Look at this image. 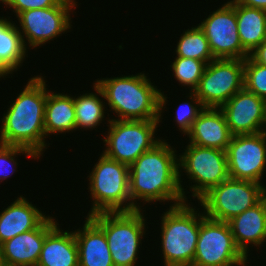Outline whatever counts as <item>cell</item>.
Returning a JSON list of instances; mask_svg holds the SVG:
<instances>
[{
	"label": "cell",
	"instance_id": "21",
	"mask_svg": "<svg viewBox=\"0 0 266 266\" xmlns=\"http://www.w3.org/2000/svg\"><path fill=\"white\" fill-rule=\"evenodd\" d=\"M37 266H79L74 231H64L58 223L45 236Z\"/></svg>",
	"mask_w": 266,
	"mask_h": 266
},
{
	"label": "cell",
	"instance_id": "6",
	"mask_svg": "<svg viewBox=\"0 0 266 266\" xmlns=\"http://www.w3.org/2000/svg\"><path fill=\"white\" fill-rule=\"evenodd\" d=\"M88 175V190L93 201L87 216L99 212L133 211L129 194V166L104 153Z\"/></svg>",
	"mask_w": 266,
	"mask_h": 266
},
{
	"label": "cell",
	"instance_id": "3",
	"mask_svg": "<svg viewBox=\"0 0 266 266\" xmlns=\"http://www.w3.org/2000/svg\"><path fill=\"white\" fill-rule=\"evenodd\" d=\"M150 79L146 73L140 72L135 75L97 78L94 82L104 94L106 105L109 106L108 112L117 115L111 119L159 120L162 123L168 97Z\"/></svg>",
	"mask_w": 266,
	"mask_h": 266
},
{
	"label": "cell",
	"instance_id": "30",
	"mask_svg": "<svg viewBox=\"0 0 266 266\" xmlns=\"http://www.w3.org/2000/svg\"><path fill=\"white\" fill-rule=\"evenodd\" d=\"M21 154L31 159H39L29 149L0 143V183L16 172L18 167L17 155L21 156Z\"/></svg>",
	"mask_w": 266,
	"mask_h": 266
},
{
	"label": "cell",
	"instance_id": "16",
	"mask_svg": "<svg viewBox=\"0 0 266 266\" xmlns=\"http://www.w3.org/2000/svg\"><path fill=\"white\" fill-rule=\"evenodd\" d=\"M48 216L36 229L19 234L0 245L5 266H37L45 236L58 224Z\"/></svg>",
	"mask_w": 266,
	"mask_h": 266
},
{
	"label": "cell",
	"instance_id": "20",
	"mask_svg": "<svg viewBox=\"0 0 266 266\" xmlns=\"http://www.w3.org/2000/svg\"><path fill=\"white\" fill-rule=\"evenodd\" d=\"M85 219L82 228L73 230L79 266H114L104 231L89 216Z\"/></svg>",
	"mask_w": 266,
	"mask_h": 266
},
{
	"label": "cell",
	"instance_id": "15",
	"mask_svg": "<svg viewBox=\"0 0 266 266\" xmlns=\"http://www.w3.org/2000/svg\"><path fill=\"white\" fill-rule=\"evenodd\" d=\"M220 109L232 135L255 134L266 125V101L245 88L235 93Z\"/></svg>",
	"mask_w": 266,
	"mask_h": 266
},
{
	"label": "cell",
	"instance_id": "34",
	"mask_svg": "<svg viewBox=\"0 0 266 266\" xmlns=\"http://www.w3.org/2000/svg\"><path fill=\"white\" fill-rule=\"evenodd\" d=\"M6 76H8L9 78V73L0 65V79L1 78H7Z\"/></svg>",
	"mask_w": 266,
	"mask_h": 266
},
{
	"label": "cell",
	"instance_id": "11",
	"mask_svg": "<svg viewBox=\"0 0 266 266\" xmlns=\"http://www.w3.org/2000/svg\"><path fill=\"white\" fill-rule=\"evenodd\" d=\"M77 3L61 0L56 6L20 12L17 28L27 49H37L57 39L72 28L71 12Z\"/></svg>",
	"mask_w": 266,
	"mask_h": 266
},
{
	"label": "cell",
	"instance_id": "36",
	"mask_svg": "<svg viewBox=\"0 0 266 266\" xmlns=\"http://www.w3.org/2000/svg\"><path fill=\"white\" fill-rule=\"evenodd\" d=\"M66 1H69V2H72V3H76L77 2L75 0H66Z\"/></svg>",
	"mask_w": 266,
	"mask_h": 266
},
{
	"label": "cell",
	"instance_id": "10",
	"mask_svg": "<svg viewBox=\"0 0 266 266\" xmlns=\"http://www.w3.org/2000/svg\"><path fill=\"white\" fill-rule=\"evenodd\" d=\"M237 247L228 222L209 219L201 211V224L192 266H248Z\"/></svg>",
	"mask_w": 266,
	"mask_h": 266
},
{
	"label": "cell",
	"instance_id": "12",
	"mask_svg": "<svg viewBox=\"0 0 266 266\" xmlns=\"http://www.w3.org/2000/svg\"><path fill=\"white\" fill-rule=\"evenodd\" d=\"M244 88L243 59H214L193 91L204 107L220 108Z\"/></svg>",
	"mask_w": 266,
	"mask_h": 266
},
{
	"label": "cell",
	"instance_id": "23",
	"mask_svg": "<svg viewBox=\"0 0 266 266\" xmlns=\"http://www.w3.org/2000/svg\"><path fill=\"white\" fill-rule=\"evenodd\" d=\"M239 38L250 54L266 39V10L252 8L234 0Z\"/></svg>",
	"mask_w": 266,
	"mask_h": 266
},
{
	"label": "cell",
	"instance_id": "4",
	"mask_svg": "<svg viewBox=\"0 0 266 266\" xmlns=\"http://www.w3.org/2000/svg\"><path fill=\"white\" fill-rule=\"evenodd\" d=\"M192 204L184 202L169 207L160 217L164 266H192L201 224L200 208Z\"/></svg>",
	"mask_w": 266,
	"mask_h": 266
},
{
	"label": "cell",
	"instance_id": "2",
	"mask_svg": "<svg viewBox=\"0 0 266 266\" xmlns=\"http://www.w3.org/2000/svg\"><path fill=\"white\" fill-rule=\"evenodd\" d=\"M45 77L40 73L28 79L0 120V143L29 149L39 160L50 145L45 140L44 112L49 89Z\"/></svg>",
	"mask_w": 266,
	"mask_h": 266
},
{
	"label": "cell",
	"instance_id": "13",
	"mask_svg": "<svg viewBox=\"0 0 266 266\" xmlns=\"http://www.w3.org/2000/svg\"><path fill=\"white\" fill-rule=\"evenodd\" d=\"M198 25L204 31L215 59L244 60L249 56L239 38L234 0H228L210 12Z\"/></svg>",
	"mask_w": 266,
	"mask_h": 266
},
{
	"label": "cell",
	"instance_id": "24",
	"mask_svg": "<svg viewBox=\"0 0 266 266\" xmlns=\"http://www.w3.org/2000/svg\"><path fill=\"white\" fill-rule=\"evenodd\" d=\"M7 18L0 16V65L11 75L23 66L28 50L15 21Z\"/></svg>",
	"mask_w": 266,
	"mask_h": 266
},
{
	"label": "cell",
	"instance_id": "5",
	"mask_svg": "<svg viewBox=\"0 0 266 266\" xmlns=\"http://www.w3.org/2000/svg\"><path fill=\"white\" fill-rule=\"evenodd\" d=\"M144 211L99 212L89 216L104 231L114 266H137L143 236L148 234Z\"/></svg>",
	"mask_w": 266,
	"mask_h": 266
},
{
	"label": "cell",
	"instance_id": "18",
	"mask_svg": "<svg viewBox=\"0 0 266 266\" xmlns=\"http://www.w3.org/2000/svg\"><path fill=\"white\" fill-rule=\"evenodd\" d=\"M188 143L226 151L231 137L226 118L220 108L205 107L186 134Z\"/></svg>",
	"mask_w": 266,
	"mask_h": 266
},
{
	"label": "cell",
	"instance_id": "1",
	"mask_svg": "<svg viewBox=\"0 0 266 266\" xmlns=\"http://www.w3.org/2000/svg\"><path fill=\"white\" fill-rule=\"evenodd\" d=\"M166 141L162 139L129 166V194L133 211L144 209L141 207L146 203L168 202L172 207L185 202L179 183L178 154Z\"/></svg>",
	"mask_w": 266,
	"mask_h": 266
},
{
	"label": "cell",
	"instance_id": "14",
	"mask_svg": "<svg viewBox=\"0 0 266 266\" xmlns=\"http://www.w3.org/2000/svg\"><path fill=\"white\" fill-rule=\"evenodd\" d=\"M229 177L264 184L266 134L233 135L226 149Z\"/></svg>",
	"mask_w": 266,
	"mask_h": 266
},
{
	"label": "cell",
	"instance_id": "29",
	"mask_svg": "<svg viewBox=\"0 0 266 266\" xmlns=\"http://www.w3.org/2000/svg\"><path fill=\"white\" fill-rule=\"evenodd\" d=\"M244 88L266 101V67L250 56L244 59Z\"/></svg>",
	"mask_w": 266,
	"mask_h": 266
},
{
	"label": "cell",
	"instance_id": "17",
	"mask_svg": "<svg viewBox=\"0 0 266 266\" xmlns=\"http://www.w3.org/2000/svg\"><path fill=\"white\" fill-rule=\"evenodd\" d=\"M228 224L237 247L251 261L249 248L261 249L266 242V196L254 207L229 220Z\"/></svg>",
	"mask_w": 266,
	"mask_h": 266
},
{
	"label": "cell",
	"instance_id": "27",
	"mask_svg": "<svg viewBox=\"0 0 266 266\" xmlns=\"http://www.w3.org/2000/svg\"><path fill=\"white\" fill-rule=\"evenodd\" d=\"M206 63L193 58H182L175 56L171 63L172 76L178 81L179 85L188 87L193 92L203 76Z\"/></svg>",
	"mask_w": 266,
	"mask_h": 266
},
{
	"label": "cell",
	"instance_id": "26",
	"mask_svg": "<svg viewBox=\"0 0 266 266\" xmlns=\"http://www.w3.org/2000/svg\"><path fill=\"white\" fill-rule=\"evenodd\" d=\"M174 51L179 57L201 60L206 64L215 59L205 33L199 25L183 31Z\"/></svg>",
	"mask_w": 266,
	"mask_h": 266
},
{
	"label": "cell",
	"instance_id": "22",
	"mask_svg": "<svg viewBox=\"0 0 266 266\" xmlns=\"http://www.w3.org/2000/svg\"><path fill=\"white\" fill-rule=\"evenodd\" d=\"M74 96L48 90L45 103L44 126L46 138L51 134L73 133L76 130ZM71 131V132H70ZM59 133V134H58Z\"/></svg>",
	"mask_w": 266,
	"mask_h": 266
},
{
	"label": "cell",
	"instance_id": "32",
	"mask_svg": "<svg viewBox=\"0 0 266 266\" xmlns=\"http://www.w3.org/2000/svg\"><path fill=\"white\" fill-rule=\"evenodd\" d=\"M249 56L256 63L266 67V39Z\"/></svg>",
	"mask_w": 266,
	"mask_h": 266
},
{
	"label": "cell",
	"instance_id": "25",
	"mask_svg": "<svg viewBox=\"0 0 266 266\" xmlns=\"http://www.w3.org/2000/svg\"><path fill=\"white\" fill-rule=\"evenodd\" d=\"M93 90L95 93L88 92L80 94V96H74L76 131L82 130V128L83 130L97 129L106 119L107 123L111 120L109 113H107L108 118L105 117V111L108 110L105 107L107 106L105 105V97L96 82H93Z\"/></svg>",
	"mask_w": 266,
	"mask_h": 266
},
{
	"label": "cell",
	"instance_id": "19",
	"mask_svg": "<svg viewBox=\"0 0 266 266\" xmlns=\"http://www.w3.org/2000/svg\"><path fill=\"white\" fill-rule=\"evenodd\" d=\"M16 198L0 212V245L19 234L36 229L49 216L23 195Z\"/></svg>",
	"mask_w": 266,
	"mask_h": 266
},
{
	"label": "cell",
	"instance_id": "8",
	"mask_svg": "<svg viewBox=\"0 0 266 266\" xmlns=\"http://www.w3.org/2000/svg\"><path fill=\"white\" fill-rule=\"evenodd\" d=\"M159 120H115L106 125L102 151L107 157L130 166L140 155L152 149L163 137H156ZM159 125V126H158Z\"/></svg>",
	"mask_w": 266,
	"mask_h": 266
},
{
	"label": "cell",
	"instance_id": "35",
	"mask_svg": "<svg viewBox=\"0 0 266 266\" xmlns=\"http://www.w3.org/2000/svg\"><path fill=\"white\" fill-rule=\"evenodd\" d=\"M0 266H5L4 259L1 255V251H0Z\"/></svg>",
	"mask_w": 266,
	"mask_h": 266
},
{
	"label": "cell",
	"instance_id": "31",
	"mask_svg": "<svg viewBox=\"0 0 266 266\" xmlns=\"http://www.w3.org/2000/svg\"><path fill=\"white\" fill-rule=\"evenodd\" d=\"M61 0H3L2 4L10 8L14 16L20 12L56 6Z\"/></svg>",
	"mask_w": 266,
	"mask_h": 266
},
{
	"label": "cell",
	"instance_id": "7",
	"mask_svg": "<svg viewBox=\"0 0 266 266\" xmlns=\"http://www.w3.org/2000/svg\"><path fill=\"white\" fill-rule=\"evenodd\" d=\"M182 153L178 154L179 183L185 202L190 192L184 189L181 177L185 173L190 180L191 196L198 201L211 188L219 185L229 177L226 151L200 147L187 143ZM184 151V152H183ZM183 169V170H182ZM183 171V172H182ZM194 183V184H192Z\"/></svg>",
	"mask_w": 266,
	"mask_h": 266
},
{
	"label": "cell",
	"instance_id": "9",
	"mask_svg": "<svg viewBox=\"0 0 266 266\" xmlns=\"http://www.w3.org/2000/svg\"><path fill=\"white\" fill-rule=\"evenodd\" d=\"M266 196V185L228 177L211 188L198 200L205 216L228 222L235 216L254 207Z\"/></svg>",
	"mask_w": 266,
	"mask_h": 266
},
{
	"label": "cell",
	"instance_id": "28",
	"mask_svg": "<svg viewBox=\"0 0 266 266\" xmlns=\"http://www.w3.org/2000/svg\"><path fill=\"white\" fill-rule=\"evenodd\" d=\"M190 101H184L180 103L175 110V115L173 121L179 131L186 136V134L191 130L193 122L197 119L199 113L205 108L200 99L196 96L194 92H190L186 96Z\"/></svg>",
	"mask_w": 266,
	"mask_h": 266
},
{
	"label": "cell",
	"instance_id": "33",
	"mask_svg": "<svg viewBox=\"0 0 266 266\" xmlns=\"http://www.w3.org/2000/svg\"><path fill=\"white\" fill-rule=\"evenodd\" d=\"M237 1L248 7L266 10V0H237Z\"/></svg>",
	"mask_w": 266,
	"mask_h": 266
}]
</instances>
